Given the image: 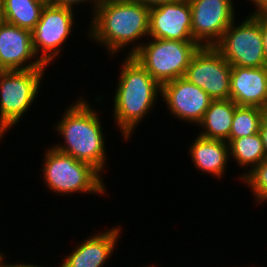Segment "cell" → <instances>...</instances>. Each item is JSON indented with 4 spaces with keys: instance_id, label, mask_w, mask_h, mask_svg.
Segmentation results:
<instances>
[{
    "instance_id": "obj_1",
    "label": "cell",
    "mask_w": 267,
    "mask_h": 267,
    "mask_svg": "<svg viewBox=\"0 0 267 267\" xmlns=\"http://www.w3.org/2000/svg\"><path fill=\"white\" fill-rule=\"evenodd\" d=\"M149 11L134 0H103L91 15L87 39L101 45L110 58L122 50L132 56L149 38Z\"/></svg>"
},
{
    "instance_id": "obj_2",
    "label": "cell",
    "mask_w": 267,
    "mask_h": 267,
    "mask_svg": "<svg viewBox=\"0 0 267 267\" xmlns=\"http://www.w3.org/2000/svg\"><path fill=\"white\" fill-rule=\"evenodd\" d=\"M89 101L82 94L65 107L64 114L53 127L63 140L62 143L54 144L52 147L76 160L91 164L104 175L108 164V151L99 116L101 109H95L96 106L94 107Z\"/></svg>"
},
{
    "instance_id": "obj_3",
    "label": "cell",
    "mask_w": 267,
    "mask_h": 267,
    "mask_svg": "<svg viewBox=\"0 0 267 267\" xmlns=\"http://www.w3.org/2000/svg\"><path fill=\"white\" fill-rule=\"evenodd\" d=\"M123 59L114 90L111 114L122 139L128 142L137 126H140L159 102L161 85L133 56L125 55Z\"/></svg>"
},
{
    "instance_id": "obj_4",
    "label": "cell",
    "mask_w": 267,
    "mask_h": 267,
    "mask_svg": "<svg viewBox=\"0 0 267 267\" xmlns=\"http://www.w3.org/2000/svg\"><path fill=\"white\" fill-rule=\"evenodd\" d=\"M44 151L41 173L47 190L60 196L77 193L109 195L104 177L91 164L76 160L52 146H48Z\"/></svg>"
},
{
    "instance_id": "obj_5",
    "label": "cell",
    "mask_w": 267,
    "mask_h": 267,
    "mask_svg": "<svg viewBox=\"0 0 267 267\" xmlns=\"http://www.w3.org/2000/svg\"><path fill=\"white\" fill-rule=\"evenodd\" d=\"M46 70L47 68L0 71L1 141L10 132L9 130L15 125L18 126L30 107H34Z\"/></svg>"
},
{
    "instance_id": "obj_6",
    "label": "cell",
    "mask_w": 267,
    "mask_h": 267,
    "mask_svg": "<svg viewBox=\"0 0 267 267\" xmlns=\"http://www.w3.org/2000/svg\"><path fill=\"white\" fill-rule=\"evenodd\" d=\"M201 46L195 41L148 38L132 55L160 85L184 77Z\"/></svg>"
},
{
    "instance_id": "obj_7",
    "label": "cell",
    "mask_w": 267,
    "mask_h": 267,
    "mask_svg": "<svg viewBox=\"0 0 267 267\" xmlns=\"http://www.w3.org/2000/svg\"><path fill=\"white\" fill-rule=\"evenodd\" d=\"M235 19L214 48L231 66L259 68L267 66L261 35V14Z\"/></svg>"
},
{
    "instance_id": "obj_8",
    "label": "cell",
    "mask_w": 267,
    "mask_h": 267,
    "mask_svg": "<svg viewBox=\"0 0 267 267\" xmlns=\"http://www.w3.org/2000/svg\"><path fill=\"white\" fill-rule=\"evenodd\" d=\"M74 11L77 13V10L49 3L43 8L39 22L31 31V38L36 55L45 65H53L52 62L66 48L64 45L78 22Z\"/></svg>"
},
{
    "instance_id": "obj_9",
    "label": "cell",
    "mask_w": 267,
    "mask_h": 267,
    "mask_svg": "<svg viewBox=\"0 0 267 267\" xmlns=\"http://www.w3.org/2000/svg\"><path fill=\"white\" fill-rule=\"evenodd\" d=\"M232 66L214 47H201L187 67L185 78L212 100L230 99Z\"/></svg>"
},
{
    "instance_id": "obj_10",
    "label": "cell",
    "mask_w": 267,
    "mask_h": 267,
    "mask_svg": "<svg viewBox=\"0 0 267 267\" xmlns=\"http://www.w3.org/2000/svg\"><path fill=\"white\" fill-rule=\"evenodd\" d=\"M234 1L189 0L192 36L196 43L201 47H214L221 40L223 33L237 18Z\"/></svg>"
},
{
    "instance_id": "obj_11",
    "label": "cell",
    "mask_w": 267,
    "mask_h": 267,
    "mask_svg": "<svg viewBox=\"0 0 267 267\" xmlns=\"http://www.w3.org/2000/svg\"><path fill=\"white\" fill-rule=\"evenodd\" d=\"M161 99L170 116L197 126L203 119L212 99L187 78L179 77L161 85Z\"/></svg>"
},
{
    "instance_id": "obj_12",
    "label": "cell",
    "mask_w": 267,
    "mask_h": 267,
    "mask_svg": "<svg viewBox=\"0 0 267 267\" xmlns=\"http://www.w3.org/2000/svg\"><path fill=\"white\" fill-rule=\"evenodd\" d=\"M48 67L34 51L31 31L5 21L0 24V71Z\"/></svg>"
},
{
    "instance_id": "obj_13",
    "label": "cell",
    "mask_w": 267,
    "mask_h": 267,
    "mask_svg": "<svg viewBox=\"0 0 267 267\" xmlns=\"http://www.w3.org/2000/svg\"><path fill=\"white\" fill-rule=\"evenodd\" d=\"M149 38L194 41L189 0L150 7Z\"/></svg>"
},
{
    "instance_id": "obj_14",
    "label": "cell",
    "mask_w": 267,
    "mask_h": 267,
    "mask_svg": "<svg viewBox=\"0 0 267 267\" xmlns=\"http://www.w3.org/2000/svg\"><path fill=\"white\" fill-rule=\"evenodd\" d=\"M118 225V226H117ZM121 224H116L108 230L87 236L72 251L64 255L57 267H103L107 265L114 250L117 249L119 237H122ZM56 267V266H55Z\"/></svg>"
},
{
    "instance_id": "obj_15",
    "label": "cell",
    "mask_w": 267,
    "mask_h": 267,
    "mask_svg": "<svg viewBox=\"0 0 267 267\" xmlns=\"http://www.w3.org/2000/svg\"><path fill=\"white\" fill-rule=\"evenodd\" d=\"M230 99L238 106H255L267 110V66H232Z\"/></svg>"
},
{
    "instance_id": "obj_16",
    "label": "cell",
    "mask_w": 267,
    "mask_h": 267,
    "mask_svg": "<svg viewBox=\"0 0 267 267\" xmlns=\"http://www.w3.org/2000/svg\"><path fill=\"white\" fill-rule=\"evenodd\" d=\"M195 136L196 138L192 140L191 146L187 149L191 163L199 172L212 175L213 178H217L216 180H222L228 164L231 163L228 143L224 140L204 138L197 134Z\"/></svg>"
},
{
    "instance_id": "obj_17",
    "label": "cell",
    "mask_w": 267,
    "mask_h": 267,
    "mask_svg": "<svg viewBox=\"0 0 267 267\" xmlns=\"http://www.w3.org/2000/svg\"><path fill=\"white\" fill-rule=\"evenodd\" d=\"M237 106L231 99L212 100L202 121L197 125L200 128L198 135L228 142Z\"/></svg>"
},
{
    "instance_id": "obj_18",
    "label": "cell",
    "mask_w": 267,
    "mask_h": 267,
    "mask_svg": "<svg viewBox=\"0 0 267 267\" xmlns=\"http://www.w3.org/2000/svg\"><path fill=\"white\" fill-rule=\"evenodd\" d=\"M227 143L229 146L230 159H234L237 167H242V170H247L246 172H241L242 174L237 176L240 181L249 171L266 158L260 133L248 137L229 139Z\"/></svg>"
},
{
    "instance_id": "obj_19",
    "label": "cell",
    "mask_w": 267,
    "mask_h": 267,
    "mask_svg": "<svg viewBox=\"0 0 267 267\" xmlns=\"http://www.w3.org/2000/svg\"><path fill=\"white\" fill-rule=\"evenodd\" d=\"M3 21L32 31L39 22L44 0H0Z\"/></svg>"
},
{
    "instance_id": "obj_20",
    "label": "cell",
    "mask_w": 267,
    "mask_h": 267,
    "mask_svg": "<svg viewBox=\"0 0 267 267\" xmlns=\"http://www.w3.org/2000/svg\"><path fill=\"white\" fill-rule=\"evenodd\" d=\"M267 110L255 106H237L234 111L230 139L248 137L259 133Z\"/></svg>"
},
{
    "instance_id": "obj_21",
    "label": "cell",
    "mask_w": 267,
    "mask_h": 267,
    "mask_svg": "<svg viewBox=\"0 0 267 267\" xmlns=\"http://www.w3.org/2000/svg\"><path fill=\"white\" fill-rule=\"evenodd\" d=\"M241 183L248 186L253 194L254 202L262 205L267 202V159L255 166L242 179Z\"/></svg>"
},
{
    "instance_id": "obj_22",
    "label": "cell",
    "mask_w": 267,
    "mask_h": 267,
    "mask_svg": "<svg viewBox=\"0 0 267 267\" xmlns=\"http://www.w3.org/2000/svg\"><path fill=\"white\" fill-rule=\"evenodd\" d=\"M102 1L103 0H51L49 2V4H53V5L60 6V7H68V8L77 10L76 6H77V8L79 6L84 7L82 5H84V4L87 5L89 3V5L91 6V7H88V8L91 9V13L90 14H93L95 9L97 8V6Z\"/></svg>"
},
{
    "instance_id": "obj_23",
    "label": "cell",
    "mask_w": 267,
    "mask_h": 267,
    "mask_svg": "<svg viewBox=\"0 0 267 267\" xmlns=\"http://www.w3.org/2000/svg\"><path fill=\"white\" fill-rule=\"evenodd\" d=\"M261 35L263 39L264 55L267 63V16L261 14Z\"/></svg>"
},
{
    "instance_id": "obj_24",
    "label": "cell",
    "mask_w": 267,
    "mask_h": 267,
    "mask_svg": "<svg viewBox=\"0 0 267 267\" xmlns=\"http://www.w3.org/2000/svg\"><path fill=\"white\" fill-rule=\"evenodd\" d=\"M250 1V5L253 4L254 10L249 14H264L267 11V0H247Z\"/></svg>"
},
{
    "instance_id": "obj_25",
    "label": "cell",
    "mask_w": 267,
    "mask_h": 267,
    "mask_svg": "<svg viewBox=\"0 0 267 267\" xmlns=\"http://www.w3.org/2000/svg\"><path fill=\"white\" fill-rule=\"evenodd\" d=\"M259 133L262 137V142H263L264 150H265V156L267 159V113L261 122Z\"/></svg>"
},
{
    "instance_id": "obj_26",
    "label": "cell",
    "mask_w": 267,
    "mask_h": 267,
    "mask_svg": "<svg viewBox=\"0 0 267 267\" xmlns=\"http://www.w3.org/2000/svg\"><path fill=\"white\" fill-rule=\"evenodd\" d=\"M6 257L4 256V258L1 261L0 267H44V265H37V264H31V263H27V262H15V263H5ZM46 267V266H45ZM48 267V266H47ZM52 267V266H51Z\"/></svg>"
},
{
    "instance_id": "obj_27",
    "label": "cell",
    "mask_w": 267,
    "mask_h": 267,
    "mask_svg": "<svg viewBox=\"0 0 267 267\" xmlns=\"http://www.w3.org/2000/svg\"><path fill=\"white\" fill-rule=\"evenodd\" d=\"M134 1L148 7H153L162 3L177 2L182 0H134Z\"/></svg>"
},
{
    "instance_id": "obj_28",
    "label": "cell",
    "mask_w": 267,
    "mask_h": 267,
    "mask_svg": "<svg viewBox=\"0 0 267 267\" xmlns=\"http://www.w3.org/2000/svg\"><path fill=\"white\" fill-rule=\"evenodd\" d=\"M3 22V17H2V10H1V4H0V24Z\"/></svg>"
},
{
    "instance_id": "obj_29",
    "label": "cell",
    "mask_w": 267,
    "mask_h": 267,
    "mask_svg": "<svg viewBox=\"0 0 267 267\" xmlns=\"http://www.w3.org/2000/svg\"><path fill=\"white\" fill-rule=\"evenodd\" d=\"M4 256H5V253H3L2 251H0V264H1V261L4 258Z\"/></svg>"
},
{
    "instance_id": "obj_30",
    "label": "cell",
    "mask_w": 267,
    "mask_h": 267,
    "mask_svg": "<svg viewBox=\"0 0 267 267\" xmlns=\"http://www.w3.org/2000/svg\"><path fill=\"white\" fill-rule=\"evenodd\" d=\"M147 267H158V266H155V265H153V266H152V265H150V266H149V265H148Z\"/></svg>"
}]
</instances>
